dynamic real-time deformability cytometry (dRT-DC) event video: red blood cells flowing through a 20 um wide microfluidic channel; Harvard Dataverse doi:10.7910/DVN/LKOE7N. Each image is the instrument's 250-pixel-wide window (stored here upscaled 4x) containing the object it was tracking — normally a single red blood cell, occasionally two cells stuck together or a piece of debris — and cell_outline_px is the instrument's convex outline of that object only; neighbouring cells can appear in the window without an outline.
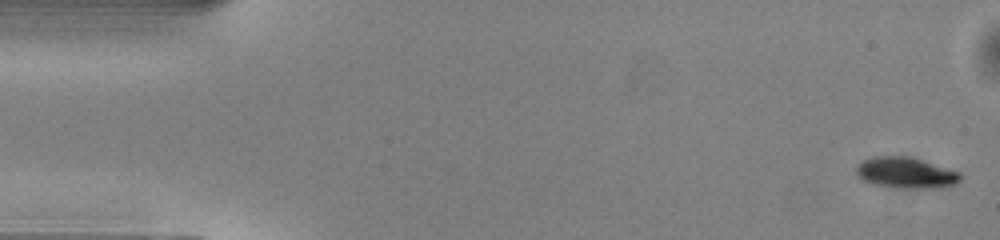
{"species": "common noctule bat (a hibernating species)", "species_latin": "Nyctalus noctula", "temperature_condition": "warm", "stored_images_in_passage": 49, "camera_frame_rate_fps": 3000, "um_per_image_px": 0.085, "animal": {"sex": "male", "body_mass_g": 13.0, "forearm_length_mm": 53.1}, "frame": {"image": 1, "passage_image": 1, "time_ms": 0.0, "image_size_px": [1000, 240], "cell_outline_px": [[960, 180], [956, 184], [940, 188], [908, 188], [876, 184], [864, 180], [856, 172], [856, 168], [864, 160], [876, 156], [912, 156], [960, 172]], "centroid_in_image_um": [77.06, 14.67], "position_along_channel_um": 7.9, "area_um2": 18.55}}
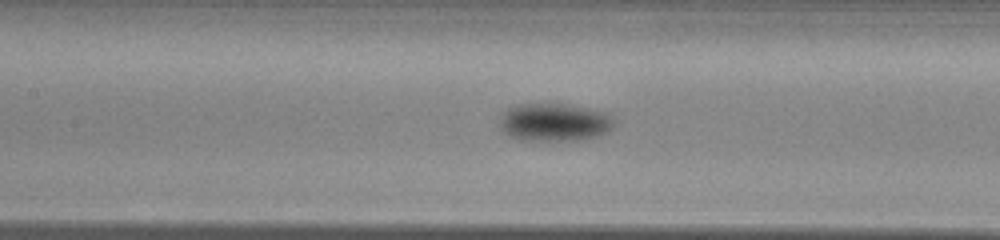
{"frame": {"image": 2, "passage_image": 22, "time_ms": 7.0, "image_size_px": [1000, 240], "cell_outline_px": [[616, 120], [612, 128], [596, 136], [580, 140], [524, 140], [508, 136], [504, 132], [500, 124], [500, 116], [508, 108], [516, 104], [548, 100], [608, 112]], "centroid_in_image_um": [47.11, 10.33], "position_along_channel_um": 160.3, "area_um2": 26.13}}
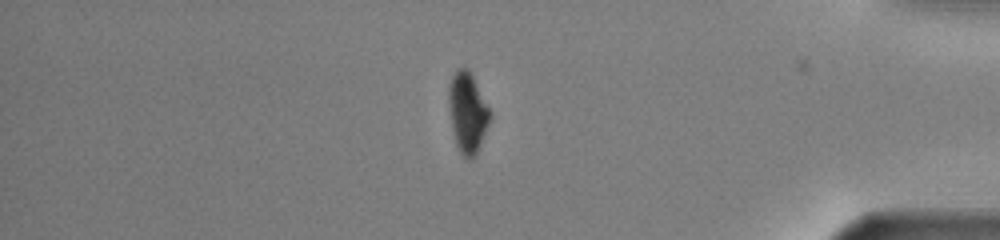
{"frame": {"image": 3, "passage_image": 42, "time_ms": 13.667, "image_size_px": [1000, 240], "cell_outline_px": [[492, 116], [476, 156], [472, 160], [468, 160], [460, 152], [456, 144], [452, 128], [448, 104], [448, 84], [456, 68], [468, 68], [492, 112]], "centroid_in_image_um": [39.75, 9.57], "position_along_channel_um": 395.5, "area_um2": 19.59}, "authors_computed_cell_mechanics": {"area_um2": 21.0392, "velocity_mm_per_s": 4.0781, "shape_relaxation_time_tau1_ms": 1.4765, "shape_relaxation_time_tau2_ms": null, "deformation_change_tau1": 0.101, "deformation_change_tau2": null}}